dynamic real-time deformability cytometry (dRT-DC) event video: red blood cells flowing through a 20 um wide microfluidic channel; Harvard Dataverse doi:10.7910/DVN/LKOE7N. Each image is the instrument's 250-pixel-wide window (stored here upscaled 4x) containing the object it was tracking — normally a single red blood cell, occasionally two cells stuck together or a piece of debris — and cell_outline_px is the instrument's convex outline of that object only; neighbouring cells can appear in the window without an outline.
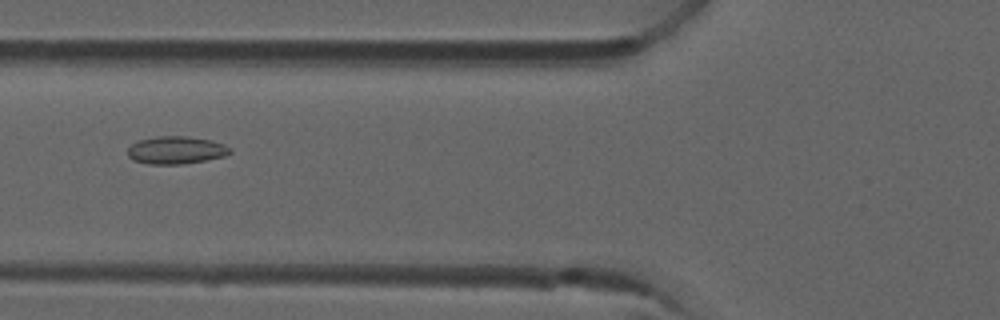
{"species": "common noctule bat (a hibernating species)", "species_latin": "Nyctalus noctula", "temperature_condition": "room temperature", "stored_images_in_passage": 6, "camera_frame_rate_fps": 3000, "um_per_image_px": 0.085, "animal": {"sex": "male", "forearm_length_mm": 52.5}, "frame": {"image": 1, "passage_image": 4, "time_ms": 1.0, "image_size_px": [1000, 320], "cell_outline_px": [[232, 152], [224, 156], [184, 164], [148, 164], [132, 160], [128, 156], [128, 148], [132, 144], [140, 140], [156, 136], [188, 136], [212, 140], [224, 144], [232, 148]], "centroid_in_image_um": [14.98, 12.76], "position_along_channel_um": 110.8, "area_um2": 16.59}}
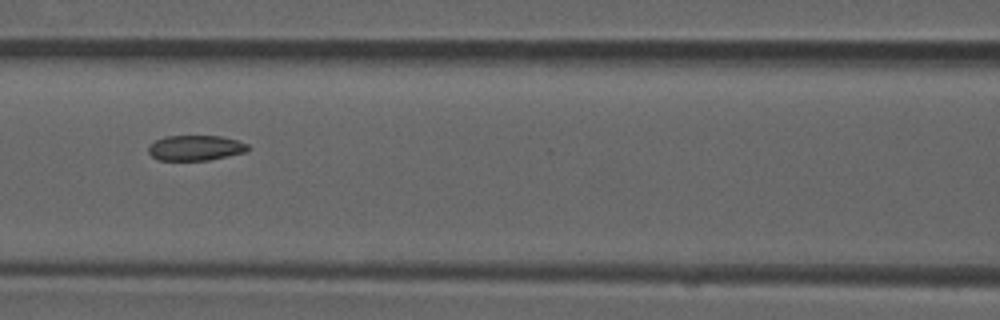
{"frame": {"image": 2, "passage_image": 5, "time_ms": 1.333, "image_size_px": [1000, 320], "cell_outline_px": [[248, 152], [208, 160], [160, 160], [152, 156], [148, 152], [148, 144], [164, 136], [220, 136], [236, 140], [248, 144]], "centroid_in_image_um": [16.6, 12.57], "position_along_channel_um": 150.0, "area_um2": 14.68}}
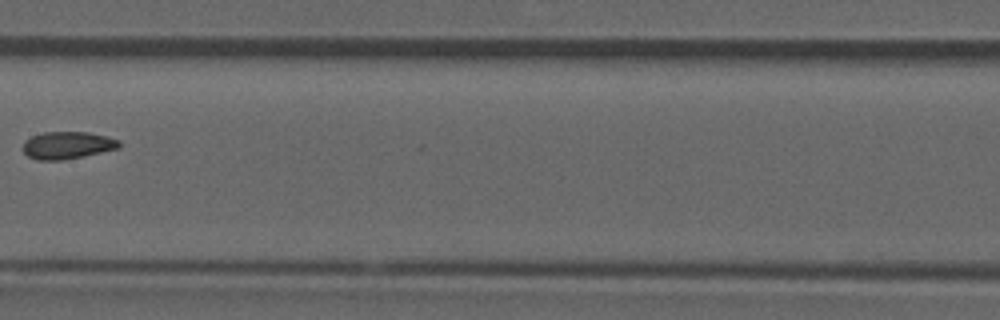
{"frame": {"image": 3, "passage_image": 6, "time_ms": 1.667, "image_size_px": [1000, 320], "cell_outline_px": [[120, 148], [84, 156], [64, 160], [36, 160], [28, 156], [24, 152], [24, 140], [32, 136], [44, 132], [88, 132], [108, 136], [120, 140]], "centroid_in_image_um": [5.75, 12.34], "position_along_channel_um": 201.6, "area_um2": 15.43}}